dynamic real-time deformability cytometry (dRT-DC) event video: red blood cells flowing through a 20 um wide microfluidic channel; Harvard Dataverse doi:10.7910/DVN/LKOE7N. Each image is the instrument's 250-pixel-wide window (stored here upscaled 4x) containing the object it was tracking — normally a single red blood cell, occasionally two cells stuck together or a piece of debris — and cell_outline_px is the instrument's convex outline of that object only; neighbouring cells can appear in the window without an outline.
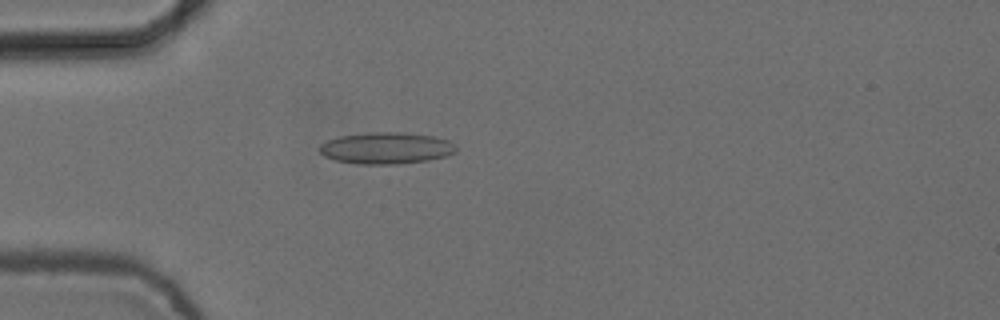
{"species": "common noctule bat (a hibernating species)", "species_latin": "Nyctalus noctula", "temperature_condition": "cold", "stored_images_in_passage": 4, "camera_frame_rate_fps": 3000, "um_per_image_px": 0.085, "animal": {"sex": "female", "body_mass_g": 24.6, "forearm_length_mm": 56.2}, "frame": {"image": 1, "passage_image": 4, "time_ms": 1.0, "image_size_px": [1000, 320], "cell_outline_px": [[456, 152], [444, 156], [428, 160], [396, 164], [360, 164], [336, 160], [324, 156], [320, 152], [320, 144], [328, 140], [340, 136], [368, 132], [400, 132], [432, 136], [448, 140], [456, 144]], "centroid_in_image_um": [32.83, 12.58], "position_along_channel_um": 52.2, "area_um2": 25.03}}